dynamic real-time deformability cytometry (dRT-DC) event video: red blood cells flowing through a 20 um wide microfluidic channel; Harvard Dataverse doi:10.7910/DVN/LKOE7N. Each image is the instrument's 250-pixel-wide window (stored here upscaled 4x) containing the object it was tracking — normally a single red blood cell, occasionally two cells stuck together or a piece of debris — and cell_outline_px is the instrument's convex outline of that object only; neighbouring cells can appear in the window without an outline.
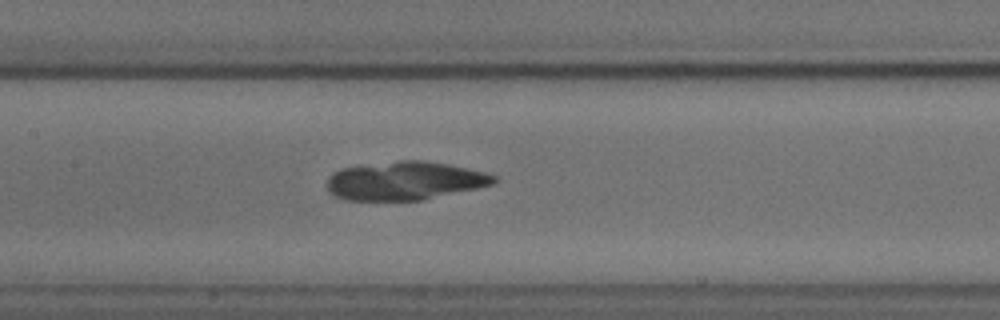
{"species": "common noctule bat (a hibernating species)", "species_latin": "Nyctalus noctula", "temperature_condition": "cold", "stored_images_in_passage": 55, "camera_frame_rate_fps": 3000, "um_per_image_px": 0.085, "animal": {"sex": "male", "body_mass_g": 18.8}, "frame": {"image": 1, "passage_image": 27, "time_ms": 8.667, "image_size_px": [1000, 320], "cell_outline_px": [[500, 180], [496, 184], [424, 200], [344, 200], [332, 196], [328, 192], [328, 176], [332, 172], [340, 168], [396, 160], [424, 160], [448, 164], [468, 168], [500, 176]], "centroid_in_image_um": [34.44, 15.36], "position_along_channel_um": 173.0, "area_um2": 38.09}}
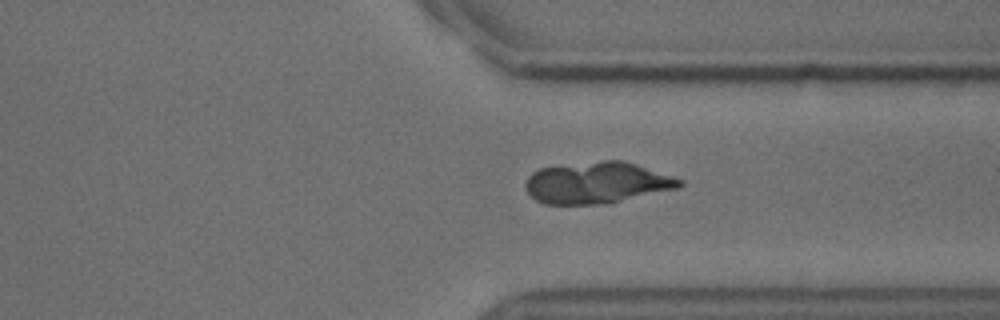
{"frame": {"image": 2, "passage_image": 42, "time_ms": 13.667, "image_size_px": [1000, 320], "cell_outline_px": [[684, 184], [680, 188], [608, 204], [544, 204], [536, 200], [524, 188], [524, 184], [528, 176], [532, 172], [540, 168], [604, 160], [624, 160], [684, 180]], "centroid_in_image_um": [50.77, 15.54], "position_along_channel_um": 360.6, "area_um2": 37.45}}
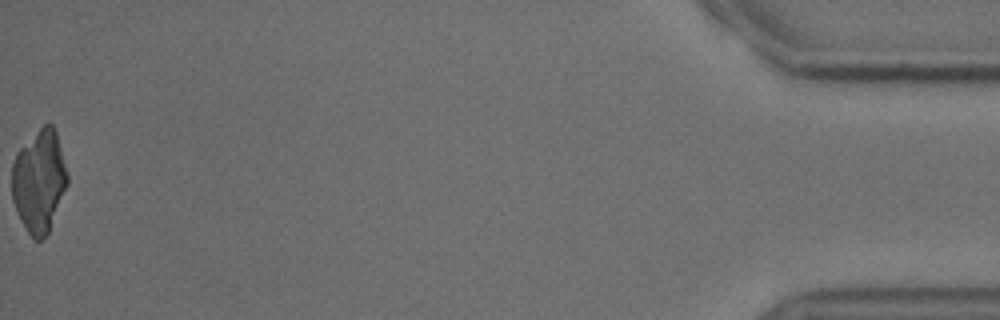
{"frame": {"image": 3, "passage_image": 55, "time_ms": 18.0, "image_size_px": [1000, 320], "cell_outline_px": [[68, 184], [48, 232], [40, 240], [36, 240], [28, 232], [16, 212], [12, 200], [12, 164], [16, 152], [48, 120], [52, 124], [56, 132], [68, 176]], "centroid_in_image_um": [3.31, 15.37], "position_along_channel_um": 431.9, "area_um2": 32.89}}